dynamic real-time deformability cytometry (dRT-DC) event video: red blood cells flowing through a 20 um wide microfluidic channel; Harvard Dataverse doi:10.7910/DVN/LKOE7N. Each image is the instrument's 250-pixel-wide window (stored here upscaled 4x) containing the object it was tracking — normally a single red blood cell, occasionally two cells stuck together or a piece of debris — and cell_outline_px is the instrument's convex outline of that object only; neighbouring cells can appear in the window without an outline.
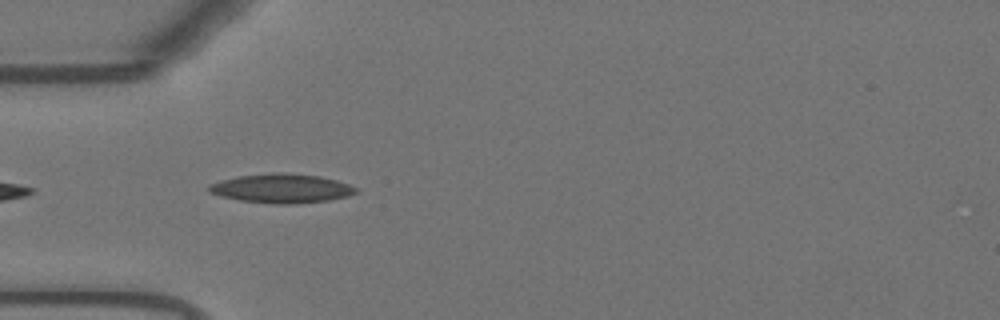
{"species": "Egyptian fruit bat (a non-hibernating species)", "species_latin": "Rousettus aegyptiacus", "temperature_condition": "warm", "stored_images_in_passage": 35, "camera_frame_rate_fps": 3000, "um_per_image_px": 0.085, "animal": {"sex": "female"}, "frame": {"image": 1, "passage_image": 2, "time_ms": 0.333, "image_size_px": [1000, 320], "cell_outline_px": [[360, 192], [348, 196], [328, 200], [292, 204], [280, 204], [240, 200], [220, 196], [208, 192], [208, 188], [212, 184], [220, 180], [236, 176], [272, 172], [288, 172], [320, 176], [336, 180], [348, 184], [356, 188]], "centroid_in_image_um": [23.94, 16.0], "position_along_channel_um": 61.1, "area_um2": 25.03}}
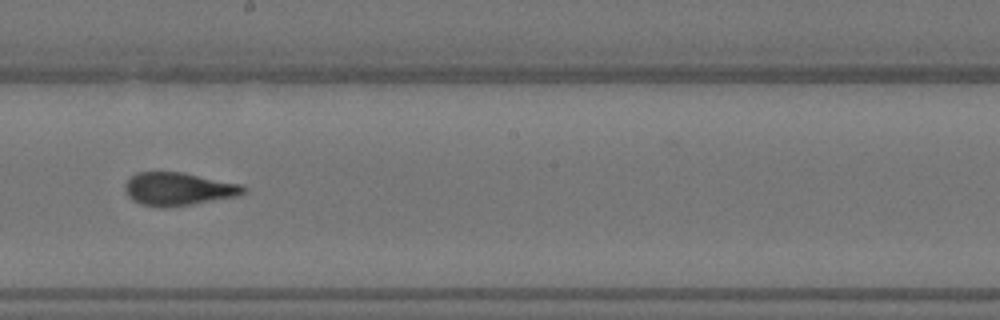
{"frame": {"image": 2, "passage_image": 16, "time_ms": 5.0, "image_size_px": [1000, 320], "cell_outline_px": [[248, 188], [244, 192], [236, 196], [192, 204], [168, 208], [160, 208], [140, 204], [132, 200], [128, 196], [124, 188], [124, 184], [136, 172], [184, 172], [240, 184]], "centroid_in_image_um": [15.12, 16.07], "position_along_channel_um": 233.1, "area_um2": 22.89}}
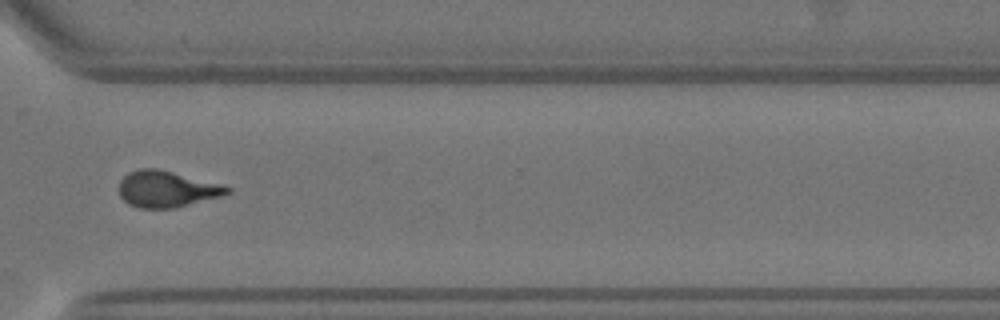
{"frame": {"image": 3, "passage_image": 26, "time_ms": 8.333, "image_size_px": [1000, 320], "cell_outline_px": [[232, 192], [220, 196], [172, 208], [140, 208], [128, 204], [120, 196], [120, 180], [128, 172], [140, 168], [156, 168], [220, 184], [232, 188]], "centroid_in_image_um": [14.14, 16.06], "position_along_channel_um": 356.5, "area_um2": 22.54}, "authors_computed_cell_mechanics": {"area_um2": 22.8888, "velocity_mm_per_s": 3.7131, "shape_relaxation_time_tau1_ms": 9.4878, "shape_relaxation_time_tau2_ms": 1.0804, "deformation_change_tau1": 0.2672, "deformation_change_tau2": 0.0776}}